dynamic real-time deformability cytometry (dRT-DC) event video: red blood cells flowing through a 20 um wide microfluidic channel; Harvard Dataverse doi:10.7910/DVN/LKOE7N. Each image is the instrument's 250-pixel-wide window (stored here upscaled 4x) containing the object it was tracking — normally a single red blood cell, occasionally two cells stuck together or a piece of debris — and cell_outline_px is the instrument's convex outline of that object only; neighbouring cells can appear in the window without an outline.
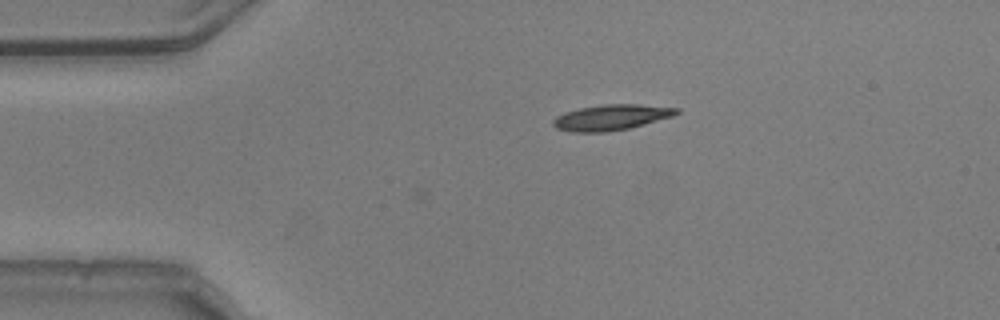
{"species": "common noctule bat (a hibernating species)", "species_latin": "Nyctalus noctula", "temperature_condition": "warm", "stored_images_in_passage": 3, "camera_frame_rate_fps": 3000, "um_per_image_px": 0.085, "animal": {"sex": "male", "body_mass_g": 20.5, "forearm_length_mm": 52.5}, "frame": {"image": 1, "passage_image": 1, "time_ms": 0.0, "image_size_px": [1000, 320], "cell_outline_px": [[680, 112], [672, 116], [644, 124], [628, 128], [604, 132], [572, 132], [556, 128], [552, 124], [552, 120], [556, 116], [564, 112], [580, 108], [604, 104], [636, 104], [680, 108]], "centroid_in_image_um": [51.93, 9.97], "position_along_channel_um": 33.1, "area_um2": 18.32}}